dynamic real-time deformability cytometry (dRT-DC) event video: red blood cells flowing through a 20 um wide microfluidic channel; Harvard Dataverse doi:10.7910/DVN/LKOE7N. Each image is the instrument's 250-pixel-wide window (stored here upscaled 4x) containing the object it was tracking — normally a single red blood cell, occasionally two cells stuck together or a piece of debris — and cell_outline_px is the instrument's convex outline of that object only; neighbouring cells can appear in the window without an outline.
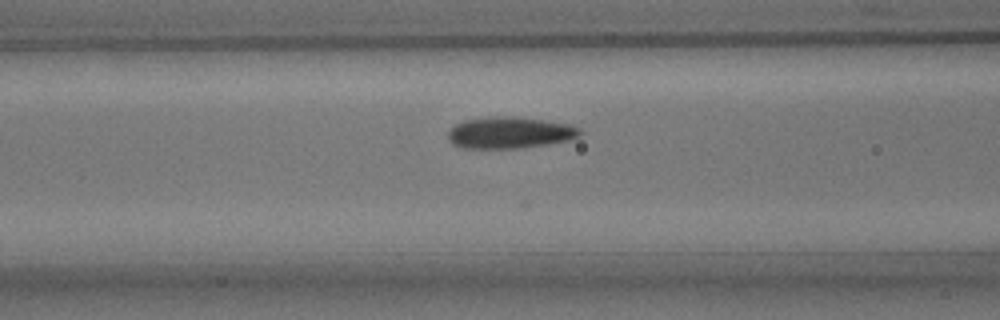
{"species": "common noctule bat (a hibernating species)", "species_latin": "Nyctalus noctula", "temperature_condition": "room temperature", "stored_images_in_passage": 30, "camera_frame_rate_fps": 3000, "um_per_image_px": 0.085, "animal": {"sex": "male", "body_mass_g": 15.6}, "frame": {"image": 1, "passage_image": 6, "time_ms": 1.667, "image_size_px": [1000, 320], "cell_outline_px": [[584, 132], [580, 136], [568, 140], [548, 144], [520, 148], [464, 148], [452, 144], [448, 140], [448, 132], [456, 124], [464, 120], [492, 116], [512, 116], [544, 120], [568, 124], [580, 128]], "centroid_in_image_um": [43.34, 11.27], "position_along_channel_um": 123.3, "area_um2": 24.33}}
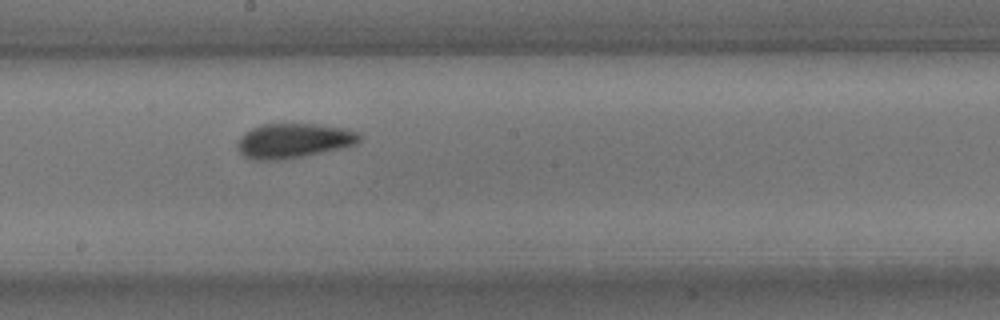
{"frame": {"image": 2, "passage_image": 14, "time_ms": 4.333, "image_size_px": [1000, 320], "cell_outline_px": [[360, 140], [356, 144], [340, 148], [304, 156], [284, 160], [252, 160], [244, 156], [236, 148], [236, 144], [240, 136], [244, 132], [260, 124], [320, 124], [344, 128], [356, 132], [360, 136]], "centroid_in_image_um": [24.89, 11.96], "position_along_channel_um": 223.3, "area_um2": 24.8}}
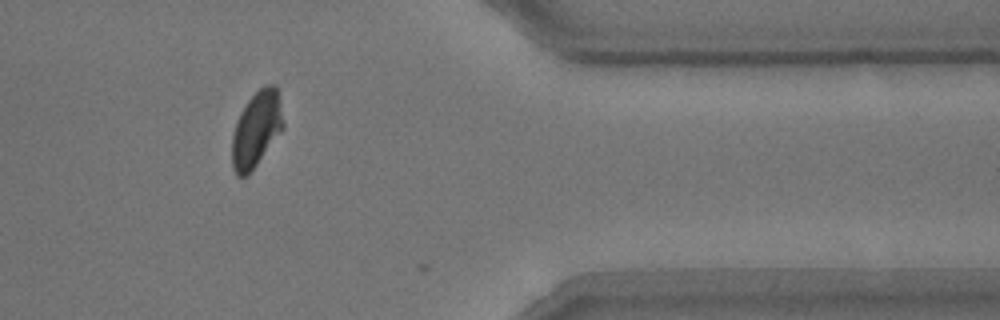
{"frame": {"image": 3, "passage_image": 29, "time_ms": 9.333, "image_size_px": [1000, 320], "cell_outline_px": [[284, 128], [256, 164], [244, 176], [236, 176], [232, 168], [232, 136], [240, 112], [248, 100], [264, 84], [276, 84], [284, 124]], "centroid_in_image_um": [21.79, 10.95], "position_along_channel_um": 389.6, "area_um2": 22.2}, "authors_computed_cell_mechanics": {"area_um2": 23.6691, "velocity_mm_per_s": 3.7423, "shape_relaxation_time_tau1_ms": 0.5705, "shape_relaxation_time_tau2_ms": 1.0238, "deformation_change_tau1": null, "deformation_change_tau2": 0.0883}}